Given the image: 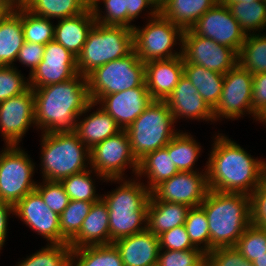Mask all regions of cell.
Returning a JSON list of instances; mask_svg holds the SVG:
<instances>
[{"label":"cell","mask_w":266,"mask_h":266,"mask_svg":"<svg viewBox=\"0 0 266 266\" xmlns=\"http://www.w3.org/2000/svg\"><path fill=\"white\" fill-rule=\"evenodd\" d=\"M213 140L206 162L210 190L250 196L266 178V159L251 156L222 133L216 134Z\"/></svg>","instance_id":"1"},{"label":"cell","mask_w":266,"mask_h":266,"mask_svg":"<svg viewBox=\"0 0 266 266\" xmlns=\"http://www.w3.org/2000/svg\"><path fill=\"white\" fill-rule=\"evenodd\" d=\"M35 125L41 133L74 132L78 117L91 102L87 77L33 89Z\"/></svg>","instance_id":"2"},{"label":"cell","mask_w":266,"mask_h":266,"mask_svg":"<svg viewBox=\"0 0 266 266\" xmlns=\"http://www.w3.org/2000/svg\"><path fill=\"white\" fill-rule=\"evenodd\" d=\"M125 179H106V182L118 181L119 186L101 195L108 207L110 244L147 229L150 190L137 176L135 180Z\"/></svg>","instance_id":"3"},{"label":"cell","mask_w":266,"mask_h":266,"mask_svg":"<svg viewBox=\"0 0 266 266\" xmlns=\"http://www.w3.org/2000/svg\"><path fill=\"white\" fill-rule=\"evenodd\" d=\"M200 207L208 219L210 251L219 247H235L251 224L249 195L210 190Z\"/></svg>","instance_id":"4"},{"label":"cell","mask_w":266,"mask_h":266,"mask_svg":"<svg viewBox=\"0 0 266 266\" xmlns=\"http://www.w3.org/2000/svg\"><path fill=\"white\" fill-rule=\"evenodd\" d=\"M41 137L40 171L43 180L60 182L89 169L90 149L75 132L42 133Z\"/></svg>","instance_id":"5"},{"label":"cell","mask_w":266,"mask_h":266,"mask_svg":"<svg viewBox=\"0 0 266 266\" xmlns=\"http://www.w3.org/2000/svg\"><path fill=\"white\" fill-rule=\"evenodd\" d=\"M134 50L133 30L126 26L95 23L77 57V71L87 77L96 68L123 58Z\"/></svg>","instance_id":"6"},{"label":"cell","mask_w":266,"mask_h":266,"mask_svg":"<svg viewBox=\"0 0 266 266\" xmlns=\"http://www.w3.org/2000/svg\"><path fill=\"white\" fill-rule=\"evenodd\" d=\"M166 101L153 102L126 129L132 153L139 162L148 153L164 148L179 132Z\"/></svg>","instance_id":"7"},{"label":"cell","mask_w":266,"mask_h":266,"mask_svg":"<svg viewBox=\"0 0 266 266\" xmlns=\"http://www.w3.org/2000/svg\"><path fill=\"white\" fill-rule=\"evenodd\" d=\"M90 101L101 96L140 87L145 83V63L133 50L127 56L96 68L87 76Z\"/></svg>","instance_id":"8"},{"label":"cell","mask_w":266,"mask_h":266,"mask_svg":"<svg viewBox=\"0 0 266 266\" xmlns=\"http://www.w3.org/2000/svg\"><path fill=\"white\" fill-rule=\"evenodd\" d=\"M132 30L134 51L142 62L182 56L183 30L160 13L148 19L143 28L134 26ZM177 44L179 52L178 49L173 50Z\"/></svg>","instance_id":"9"},{"label":"cell","mask_w":266,"mask_h":266,"mask_svg":"<svg viewBox=\"0 0 266 266\" xmlns=\"http://www.w3.org/2000/svg\"><path fill=\"white\" fill-rule=\"evenodd\" d=\"M0 152V199L16 205L36 189L35 163L21 146H6Z\"/></svg>","instance_id":"10"},{"label":"cell","mask_w":266,"mask_h":266,"mask_svg":"<svg viewBox=\"0 0 266 266\" xmlns=\"http://www.w3.org/2000/svg\"><path fill=\"white\" fill-rule=\"evenodd\" d=\"M90 168L105 179L125 178V170L132 168L137 176L139 162L132 153L130 139L126 130L108 137L90 149Z\"/></svg>","instance_id":"11"},{"label":"cell","mask_w":266,"mask_h":266,"mask_svg":"<svg viewBox=\"0 0 266 266\" xmlns=\"http://www.w3.org/2000/svg\"><path fill=\"white\" fill-rule=\"evenodd\" d=\"M252 88L253 74L239 64L224 74L221 96L213 109L214 121L237 120L246 114L257 120L258 115L252 108Z\"/></svg>","instance_id":"12"},{"label":"cell","mask_w":266,"mask_h":266,"mask_svg":"<svg viewBox=\"0 0 266 266\" xmlns=\"http://www.w3.org/2000/svg\"><path fill=\"white\" fill-rule=\"evenodd\" d=\"M182 56L184 64H197L206 69L226 74L238 64V54L191 29L183 31Z\"/></svg>","instance_id":"13"},{"label":"cell","mask_w":266,"mask_h":266,"mask_svg":"<svg viewBox=\"0 0 266 266\" xmlns=\"http://www.w3.org/2000/svg\"><path fill=\"white\" fill-rule=\"evenodd\" d=\"M204 170L178 172L156 185L150 191L149 200L178 203L190 208L200 206L210 191L206 165Z\"/></svg>","instance_id":"14"},{"label":"cell","mask_w":266,"mask_h":266,"mask_svg":"<svg viewBox=\"0 0 266 266\" xmlns=\"http://www.w3.org/2000/svg\"><path fill=\"white\" fill-rule=\"evenodd\" d=\"M190 29L196 35L207 37L220 45L232 48L237 54L247 36L233 17L229 7L221 1L206 11Z\"/></svg>","instance_id":"15"},{"label":"cell","mask_w":266,"mask_h":266,"mask_svg":"<svg viewBox=\"0 0 266 266\" xmlns=\"http://www.w3.org/2000/svg\"><path fill=\"white\" fill-rule=\"evenodd\" d=\"M35 125L33 89L0 102V132L5 146L20 145L23 136Z\"/></svg>","instance_id":"16"},{"label":"cell","mask_w":266,"mask_h":266,"mask_svg":"<svg viewBox=\"0 0 266 266\" xmlns=\"http://www.w3.org/2000/svg\"><path fill=\"white\" fill-rule=\"evenodd\" d=\"M78 74L77 57L57 41L45 45L42 61L29 74V86L32 89L68 81Z\"/></svg>","instance_id":"17"},{"label":"cell","mask_w":266,"mask_h":266,"mask_svg":"<svg viewBox=\"0 0 266 266\" xmlns=\"http://www.w3.org/2000/svg\"><path fill=\"white\" fill-rule=\"evenodd\" d=\"M14 208L15 216L45 238L47 244H61L60 216L48 208L36 189L22 198Z\"/></svg>","instance_id":"18"},{"label":"cell","mask_w":266,"mask_h":266,"mask_svg":"<svg viewBox=\"0 0 266 266\" xmlns=\"http://www.w3.org/2000/svg\"><path fill=\"white\" fill-rule=\"evenodd\" d=\"M152 102L145 83L140 87L103 95L96 101L122 130H126Z\"/></svg>","instance_id":"19"},{"label":"cell","mask_w":266,"mask_h":266,"mask_svg":"<svg viewBox=\"0 0 266 266\" xmlns=\"http://www.w3.org/2000/svg\"><path fill=\"white\" fill-rule=\"evenodd\" d=\"M175 123L178 119L214 121L213 110L204 101L191 81L183 75L174 88L172 94L166 99Z\"/></svg>","instance_id":"20"},{"label":"cell","mask_w":266,"mask_h":266,"mask_svg":"<svg viewBox=\"0 0 266 266\" xmlns=\"http://www.w3.org/2000/svg\"><path fill=\"white\" fill-rule=\"evenodd\" d=\"M183 75V56L145 63V84L153 100L166 101Z\"/></svg>","instance_id":"21"},{"label":"cell","mask_w":266,"mask_h":266,"mask_svg":"<svg viewBox=\"0 0 266 266\" xmlns=\"http://www.w3.org/2000/svg\"><path fill=\"white\" fill-rule=\"evenodd\" d=\"M124 266H156L160 251L159 237L148 229L113 242Z\"/></svg>","instance_id":"22"},{"label":"cell","mask_w":266,"mask_h":266,"mask_svg":"<svg viewBox=\"0 0 266 266\" xmlns=\"http://www.w3.org/2000/svg\"><path fill=\"white\" fill-rule=\"evenodd\" d=\"M94 106H97V103L92 101L87 105L80 115L81 117L87 115V117H84V119L83 117L82 119L80 116L78 117L74 131L89 149H92L96 144L122 131L117 122L100 107L95 112L89 115L86 114Z\"/></svg>","instance_id":"23"},{"label":"cell","mask_w":266,"mask_h":266,"mask_svg":"<svg viewBox=\"0 0 266 266\" xmlns=\"http://www.w3.org/2000/svg\"><path fill=\"white\" fill-rule=\"evenodd\" d=\"M68 244L72 249L110 244L108 207L102 198L92 204L79 232Z\"/></svg>","instance_id":"24"},{"label":"cell","mask_w":266,"mask_h":266,"mask_svg":"<svg viewBox=\"0 0 266 266\" xmlns=\"http://www.w3.org/2000/svg\"><path fill=\"white\" fill-rule=\"evenodd\" d=\"M95 23L93 12L88 7L79 15L58 20L54 27V40L78 57Z\"/></svg>","instance_id":"25"},{"label":"cell","mask_w":266,"mask_h":266,"mask_svg":"<svg viewBox=\"0 0 266 266\" xmlns=\"http://www.w3.org/2000/svg\"><path fill=\"white\" fill-rule=\"evenodd\" d=\"M24 42L21 8L14 7L0 22V66H15Z\"/></svg>","instance_id":"26"},{"label":"cell","mask_w":266,"mask_h":266,"mask_svg":"<svg viewBox=\"0 0 266 266\" xmlns=\"http://www.w3.org/2000/svg\"><path fill=\"white\" fill-rule=\"evenodd\" d=\"M190 207L159 200H148L147 229L156 236L184 225Z\"/></svg>","instance_id":"27"},{"label":"cell","mask_w":266,"mask_h":266,"mask_svg":"<svg viewBox=\"0 0 266 266\" xmlns=\"http://www.w3.org/2000/svg\"><path fill=\"white\" fill-rule=\"evenodd\" d=\"M218 1L220 0H167L160 14L184 31L190 29Z\"/></svg>","instance_id":"28"},{"label":"cell","mask_w":266,"mask_h":266,"mask_svg":"<svg viewBox=\"0 0 266 266\" xmlns=\"http://www.w3.org/2000/svg\"><path fill=\"white\" fill-rule=\"evenodd\" d=\"M179 171L173 163L172 153L165 148L148 153L139 161L137 178L146 177L145 185L150 191L160 182L170 179Z\"/></svg>","instance_id":"29"},{"label":"cell","mask_w":266,"mask_h":266,"mask_svg":"<svg viewBox=\"0 0 266 266\" xmlns=\"http://www.w3.org/2000/svg\"><path fill=\"white\" fill-rule=\"evenodd\" d=\"M184 75L213 110L221 96L224 74L206 69L201 65L184 64Z\"/></svg>","instance_id":"30"},{"label":"cell","mask_w":266,"mask_h":266,"mask_svg":"<svg viewBox=\"0 0 266 266\" xmlns=\"http://www.w3.org/2000/svg\"><path fill=\"white\" fill-rule=\"evenodd\" d=\"M180 131L164 148L172 153L173 163L179 172H194L202 148L190 133Z\"/></svg>","instance_id":"31"},{"label":"cell","mask_w":266,"mask_h":266,"mask_svg":"<svg viewBox=\"0 0 266 266\" xmlns=\"http://www.w3.org/2000/svg\"><path fill=\"white\" fill-rule=\"evenodd\" d=\"M71 266H124L116 246L111 244L72 249Z\"/></svg>","instance_id":"32"},{"label":"cell","mask_w":266,"mask_h":266,"mask_svg":"<svg viewBox=\"0 0 266 266\" xmlns=\"http://www.w3.org/2000/svg\"><path fill=\"white\" fill-rule=\"evenodd\" d=\"M238 64L253 75L266 73V33H251L238 54Z\"/></svg>","instance_id":"33"},{"label":"cell","mask_w":266,"mask_h":266,"mask_svg":"<svg viewBox=\"0 0 266 266\" xmlns=\"http://www.w3.org/2000/svg\"><path fill=\"white\" fill-rule=\"evenodd\" d=\"M229 9L246 35L255 34L256 31L261 33L266 29V3L264 0L234 3L229 6Z\"/></svg>","instance_id":"34"},{"label":"cell","mask_w":266,"mask_h":266,"mask_svg":"<svg viewBox=\"0 0 266 266\" xmlns=\"http://www.w3.org/2000/svg\"><path fill=\"white\" fill-rule=\"evenodd\" d=\"M94 173V177L97 175L99 177L98 179L103 180V182L106 181L102 175L96 173L91 168L80 173L70 175L60 181L70 200L97 202L102 198L101 194H99V196L96 193L97 189L94 182L95 179L92 178V174Z\"/></svg>","instance_id":"35"},{"label":"cell","mask_w":266,"mask_h":266,"mask_svg":"<svg viewBox=\"0 0 266 266\" xmlns=\"http://www.w3.org/2000/svg\"><path fill=\"white\" fill-rule=\"evenodd\" d=\"M89 6L83 0H34L26 9L49 19H64L83 13Z\"/></svg>","instance_id":"36"},{"label":"cell","mask_w":266,"mask_h":266,"mask_svg":"<svg viewBox=\"0 0 266 266\" xmlns=\"http://www.w3.org/2000/svg\"><path fill=\"white\" fill-rule=\"evenodd\" d=\"M71 252L68 243L46 244L15 266H71Z\"/></svg>","instance_id":"37"},{"label":"cell","mask_w":266,"mask_h":266,"mask_svg":"<svg viewBox=\"0 0 266 266\" xmlns=\"http://www.w3.org/2000/svg\"><path fill=\"white\" fill-rule=\"evenodd\" d=\"M94 202L70 200L60 215L61 244L69 243L79 232Z\"/></svg>","instance_id":"38"},{"label":"cell","mask_w":266,"mask_h":266,"mask_svg":"<svg viewBox=\"0 0 266 266\" xmlns=\"http://www.w3.org/2000/svg\"><path fill=\"white\" fill-rule=\"evenodd\" d=\"M21 21L25 41L46 45L54 40L52 20L33 14L26 8H21Z\"/></svg>","instance_id":"39"},{"label":"cell","mask_w":266,"mask_h":266,"mask_svg":"<svg viewBox=\"0 0 266 266\" xmlns=\"http://www.w3.org/2000/svg\"><path fill=\"white\" fill-rule=\"evenodd\" d=\"M184 226L192 244L205 254L209 253L210 232L208 219L205 211L200 206L189 209Z\"/></svg>","instance_id":"40"},{"label":"cell","mask_w":266,"mask_h":266,"mask_svg":"<svg viewBox=\"0 0 266 266\" xmlns=\"http://www.w3.org/2000/svg\"><path fill=\"white\" fill-rule=\"evenodd\" d=\"M250 262L266 253V229L250 224L235 245Z\"/></svg>","instance_id":"41"},{"label":"cell","mask_w":266,"mask_h":266,"mask_svg":"<svg viewBox=\"0 0 266 266\" xmlns=\"http://www.w3.org/2000/svg\"><path fill=\"white\" fill-rule=\"evenodd\" d=\"M101 2H103V9L106 12H103L100 9L99 4ZM90 8L97 23L102 25L127 27V9L125 0H97Z\"/></svg>","instance_id":"42"},{"label":"cell","mask_w":266,"mask_h":266,"mask_svg":"<svg viewBox=\"0 0 266 266\" xmlns=\"http://www.w3.org/2000/svg\"><path fill=\"white\" fill-rule=\"evenodd\" d=\"M156 266H206V254L199 248L188 250L160 249Z\"/></svg>","instance_id":"43"},{"label":"cell","mask_w":266,"mask_h":266,"mask_svg":"<svg viewBox=\"0 0 266 266\" xmlns=\"http://www.w3.org/2000/svg\"><path fill=\"white\" fill-rule=\"evenodd\" d=\"M25 78L16 66H0V102L26 92L30 86Z\"/></svg>","instance_id":"44"},{"label":"cell","mask_w":266,"mask_h":266,"mask_svg":"<svg viewBox=\"0 0 266 266\" xmlns=\"http://www.w3.org/2000/svg\"><path fill=\"white\" fill-rule=\"evenodd\" d=\"M36 190L40 193L48 208L59 216L70 201L63 185L58 181L42 180V183H37Z\"/></svg>","instance_id":"45"},{"label":"cell","mask_w":266,"mask_h":266,"mask_svg":"<svg viewBox=\"0 0 266 266\" xmlns=\"http://www.w3.org/2000/svg\"><path fill=\"white\" fill-rule=\"evenodd\" d=\"M206 266H253L236 247H219L206 254Z\"/></svg>","instance_id":"46"},{"label":"cell","mask_w":266,"mask_h":266,"mask_svg":"<svg viewBox=\"0 0 266 266\" xmlns=\"http://www.w3.org/2000/svg\"><path fill=\"white\" fill-rule=\"evenodd\" d=\"M160 249L163 250H188L196 248L184 225L174 227L159 236Z\"/></svg>","instance_id":"47"},{"label":"cell","mask_w":266,"mask_h":266,"mask_svg":"<svg viewBox=\"0 0 266 266\" xmlns=\"http://www.w3.org/2000/svg\"><path fill=\"white\" fill-rule=\"evenodd\" d=\"M251 223L266 229V178L250 195Z\"/></svg>","instance_id":"48"},{"label":"cell","mask_w":266,"mask_h":266,"mask_svg":"<svg viewBox=\"0 0 266 266\" xmlns=\"http://www.w3.org/2000/svg\"><path fill=\"white\" fill-rule=\"evenodd\" d=\"M45 45L25 41L19 50L16 62L30 68L31 74L43 59Z\"/></svg>","instance_id":"49"},{"label":"cell","mask_w":266,"mask_h":266,"mask_svg":"<svg viewBox=\"0 0 266 266\" xmlns=\"http://www.w3.org/2000/svg\"><path fill=\"white\" fill-rule=\"evenodd\" d=\"M252 108L259 116L266 109V73L253 75Z\"/></svg>","instance_id":"50"},{"label":"cell","mask_w":266,"mask_h":266,"mask_svg":"<svg viewBox=\"0 0 266 266\" xmlns=\"http://www.w3.org/2000/svg\"><path fill=\"white\" fill-rule=\"evenodd\" d=\"M126 3V9H127V27L130 29H133L135 24H131V22L137 19L142 11L150 10L148 11L147 17L153 18L155 17L158 12L151 6V4L147 0H125Z\"/></svg>","instance_id":"51"},{"label":"cell","mask_w":266,"mask_h":266,"mask_svg":"<svg viewBox=\"0 0 266 266\" xmlns=\"http://www.w3.org/2000/svg\"><path fill=\"white\" fill-rule=\"evenodd\" d=\"M15 215L14 205L0 199V251L5 244L8 227V217Z\"/></svg>","instance_id":"52"},{"label":"cell","mask_w":266,"mask_h":266,"mask_svg":"<svg viewBox=\"0 0 266 266\" xmlns=\"http://www.w3.org/2000/svg\"><path fill=\"white\" fill-rule=\"evenodd\" d=\"M14 8L9 0H0V22Z\"/></svg>","instance_id":"53"},{"label":"cell","mask_w":266,"mask_h":266,"mask_svg":"<svg viewBox=\"0 0 266 266\" xmlns=\"http://www.w3.org/2000/svg\"><path fill=\"white\" fill-rule=\"evenodd\" d=\"M151 6L158 12L160 13V11L165 7V4L167 2V0H147Z\"/></svg>","instance_id":"54"},{"label":"cell","mask_w":266,"mask_h":266,"mask_svg":"<svg viewBox=\"0 0 266 266\" xmlns=\"http://www.w3.org/2000/svg\"><path fill=\"white\" fill-rule=\"evenodd\" d=\"M34 0H15L14 7L27 8Z\"/></svg>","instance_id":"55"},{"label":"cell","mask_w":266,"mask_h":266,"mask_svg":"<svg viewBox=\"0 0 266 266\" xmlns=\"http://www.w3.org/2000/svg\"><path fill=\"white\" fill-rule=\"evenodd\" d=\"M253 266H266V253L253 261Z\"/></svg>","instance_id":"56"},{"label":"cell","mask_w":266,"mask_h":266,"mask_svg":"<svg viewBox=\"0 0 266 266\" xmlns=\"http://www.w3.org/2000/svg\"><path fill=\"white\" fill-rule=\"evenodd\" d=\"M220 1L229 7L231 4L238 3V2L251 3L254 1H261V0H220Z\"/></svg>","instance_id":"57"},{"label":"cell","mask_w":266,"mask_h":266,"mask_svg":"<svg viewBox=\"0 0 266 266\" xmlns=\"http://www.w3.org/2000/svg\"><path fill=\"white\" fill-rule=\"evenodd\" d=\"M261 122L263 125H266V109L258 116L257 120Z\"/></svg>","instance_id":"58"},{"label":"cell","mask_w":266,"mask_h":266,"mask_svg":"<svg viewBox=\"0 0 266 266\" xmlns=\"http://www.w3.org/2000/svg\"><path fill=\"white\" fill-rule=\"evenodd\" d=\"M89 7H91L97 0H83Z\"/></svg>","instance_id":"59"}]
</instances>
